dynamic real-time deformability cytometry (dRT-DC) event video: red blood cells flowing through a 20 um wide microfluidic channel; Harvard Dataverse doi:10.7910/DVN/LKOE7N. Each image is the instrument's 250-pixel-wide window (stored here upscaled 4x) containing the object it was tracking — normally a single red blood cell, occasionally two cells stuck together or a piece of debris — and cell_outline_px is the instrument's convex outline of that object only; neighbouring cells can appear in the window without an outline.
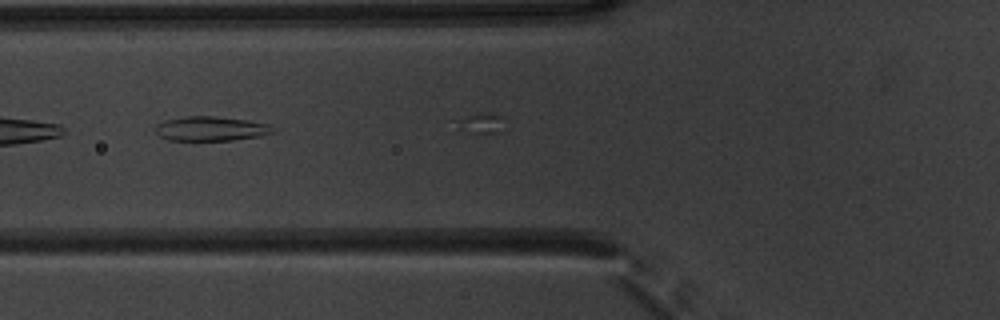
{"species": "common noctule bat (a hibernating species)", "species_latin": "Nyctalus noctula", "temperature_condition": "warm", "stored_images_in_passage": 10, "camera_frame_rate_fps": 3000, "um_per_image_px": 0.085, "animal": {"sex": "male", "body_mass_g": 20.1, "forearm_length_mm": 53.5}, "frame": {"image": 1, "passage_image": 9, "time_ms": 2.667, "image_size_px": [1000, 320], "cell_outline_px": [[276, 128], [272, 132], [260, 136], [232, 140], [168, 140], [160, 136], [156, 132], [156, 124], [164, 120], [188, 116], [216, 116], [248, 120], [268, 124]], "centroid_in_image_um": [17.92, 10.93], "position_along_channel_um": 107.9, "area_um2": 16.7}}